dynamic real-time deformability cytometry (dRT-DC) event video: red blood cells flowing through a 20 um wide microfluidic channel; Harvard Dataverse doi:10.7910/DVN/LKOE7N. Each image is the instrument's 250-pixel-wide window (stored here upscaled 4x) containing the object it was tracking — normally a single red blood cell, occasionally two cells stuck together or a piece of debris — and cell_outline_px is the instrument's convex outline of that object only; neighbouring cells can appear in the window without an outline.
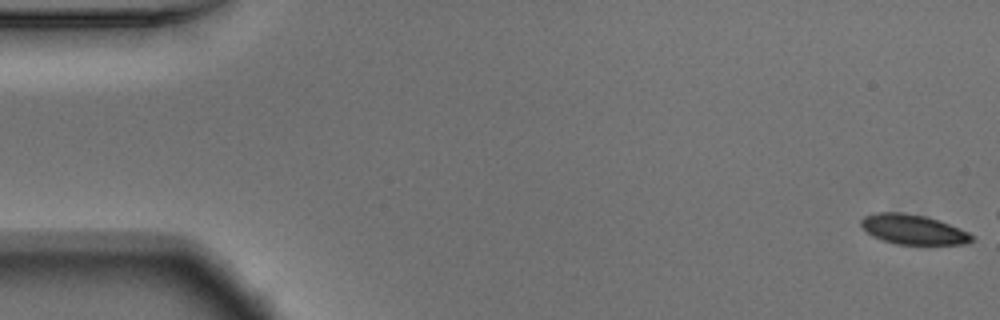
{"species": "Egyptian fruit bat (a non-hibernating species)", "species_latin": "Rousettus aegyptiacus", "temperature_condition": "warm", "stored_images_in_passage": 8, "camera_frame_rate_fps": 3000, "um_per_image_px": 0.085, "animal": {"sex": "male"}, "frame": {"image": 1, "passage_image": 1, "time_ms": 0.0, "image_size_px": [1000, 320], "cell_outline_px": [[976, 240], [968, 244], [896, 244], [872, 236], [860, 224], [860, 220], [864, 216], [876, 212], [904, 212], [924, 216], [948, 224], [968, 232]], "centroid_in_image_um": [77.61, 19.5], "position_along_channel_um": 7.4, "area_um2": 19.07}}